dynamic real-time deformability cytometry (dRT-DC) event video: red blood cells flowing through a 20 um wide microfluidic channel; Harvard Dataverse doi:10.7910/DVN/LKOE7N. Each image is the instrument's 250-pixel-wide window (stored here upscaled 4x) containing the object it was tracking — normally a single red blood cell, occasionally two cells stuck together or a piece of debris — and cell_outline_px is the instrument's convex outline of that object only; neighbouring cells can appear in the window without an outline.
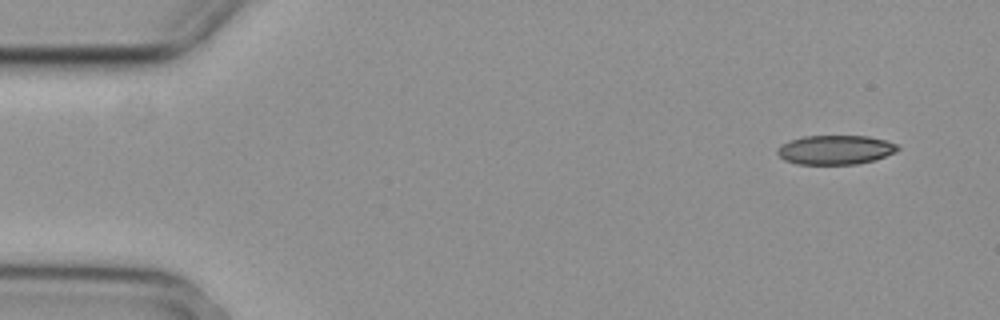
{"species": "common noctule bat (a hibernating species)", "species_latin": "Nyctalus noctula", "temperature_condition": "cold", "stored_images_in_passage": 4, "camera_frame_rate_fps": 3000, "um_per_image_px": 0.085, "animal": {"sex": "female", "body_mass_g": 29.2, "forearm_length_mm": 56.3}, "frame": {"image": 1, "passage_image": 1, "time_ms": 0.0, "image_size_px": [1000, 320], "cell_outline_px": [[900, 148], [896, 152], [876, 160], [856, 164], [796, 164], [784, 160], [776, 152], [784, 144], [792, 140], [804, 136], [868, 136], [900, 144]], "centroid_in_image_um": [71.08, 12.74], "position_along_channel_um": 13.9, "area_um2": 20.46}}
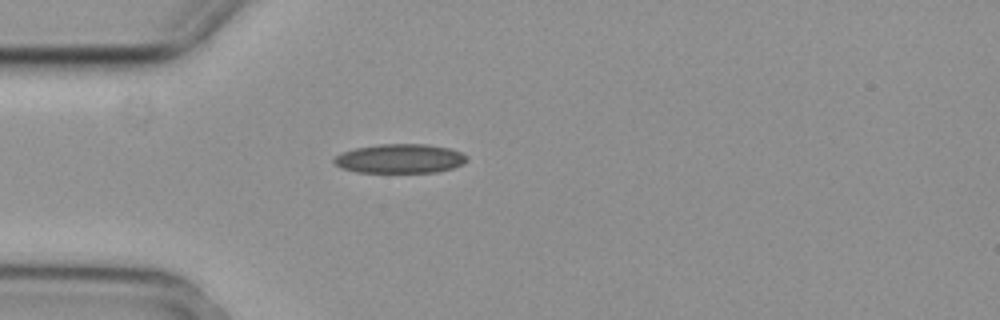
{"frame": {"image": 2, "passage_image": 4, "time_ms": 1.0, "image_size_px": [1000, 320], "cell_outline_px": [[468, 160], [464, 164], [440, 172], [356, 172], [340, 168], [332, 160], [340, 152], [356, 148], [380, 144], [428, 144], [448, 148], [460, 152], [468, 156]], "centroid_in_image_um": [34.0, 13.48], "position_along_channel_um": 51.0, "area_um2": 22.72}}